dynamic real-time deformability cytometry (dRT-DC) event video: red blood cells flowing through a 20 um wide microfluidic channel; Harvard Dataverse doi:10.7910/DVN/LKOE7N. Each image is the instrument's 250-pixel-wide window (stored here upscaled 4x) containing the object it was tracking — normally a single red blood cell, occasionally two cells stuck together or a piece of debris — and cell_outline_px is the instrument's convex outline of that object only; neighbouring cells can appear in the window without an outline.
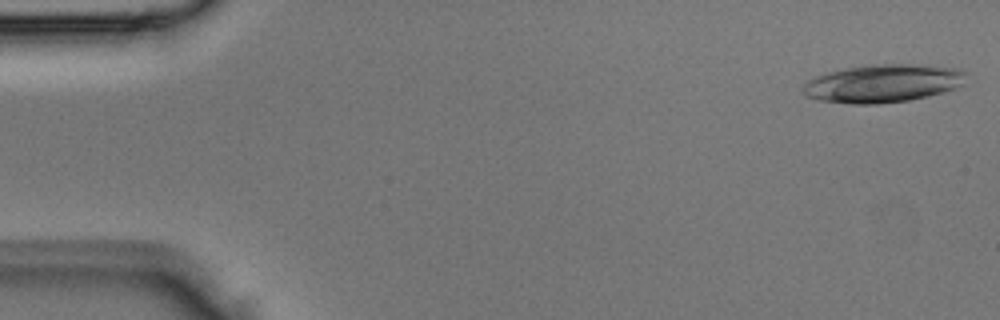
{"species": "Egyptian fruit bat (a non-hibernating species)", "species_latin": "Rousettus aegyptiacus", "temperature_condition": "room temperature", "stored_images_in_passage": 4, "segment_of_instrument_passage": [2, 2], "camera_frame_rate_fps": 3000, "um_per_image_px": 0.085, "animal": {"sex": "male"}, "frame": {"image": 1, "passage_image": 4, "time_ms": 1.0, "image_size_px": [1000, 320], "cell_outline_px": [[964, 84], [956, 88], [944, 92], [928, 96], [908, 100], [880, 104], [852, 104], [816, 100], [804, 96], [800, 88], [808, 80], [816, 76], [828, 72], [844, 68], [872, 64], [928, 64], [956, 68], [964, 72]], "centroid_in_image_um": [75.01, 7.09], "position_along_channel_um": 10.0, "area_um2": 36.65}}